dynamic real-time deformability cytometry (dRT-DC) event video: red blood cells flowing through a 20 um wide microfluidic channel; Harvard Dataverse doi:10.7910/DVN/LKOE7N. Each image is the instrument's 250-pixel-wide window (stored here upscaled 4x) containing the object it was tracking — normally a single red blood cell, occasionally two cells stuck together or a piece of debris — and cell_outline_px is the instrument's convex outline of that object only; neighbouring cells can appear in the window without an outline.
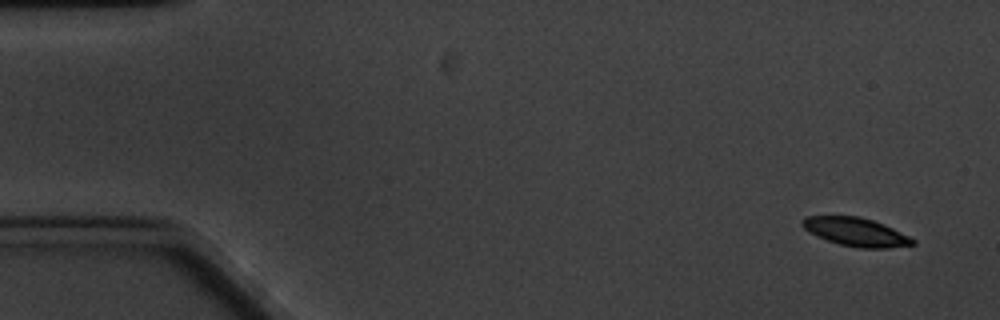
{"species": "common noctule bat (a hibernating species)", "species_latin": "Nyctalus noctula", "temperature_condition": "cold", "stored_images_in_passage": 5, "segment_of_instrument_passage": [2, 2], "camera_frame_rate_fps": 3000, "um_per_image_px": 0.085, "animal": {"sex": "male", "body_mass_g": 20.1, "forearm_length_mm": 53.5}, "frame": {"image": 1, "passage_image": 5, "time_ms": 4.667, "image_size_px": [1000, 320], "cell_outline_px": [[916, 244], [888, 248], [860, 248], [840, 244], [816, 236], [808, 232], [800, 224], [800, 220], [804, 216], [860, 216], [884, 224], [916, 240]], "centroid_in_image_um": [72.71, 19.71], "position_along_channel_um": 12.3, "area_um2": 18.32}}